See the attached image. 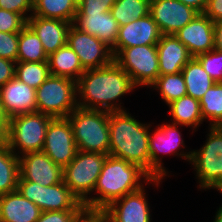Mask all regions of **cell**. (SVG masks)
Segmentation results:
<instances>
[{"label": "cell", "mask_w": 222, "mask_h": 222, "mask_svg": "<svg viewBox=\"0 0 222 222\" xmlns=\"http://www.w3.org/2000/svg\"><path fill=\"white\" fill-rule=\"evenodd\" d=\"M214 222H222V206L217 210Z\"/></svg>", "instance_id": "bcb514c9"}, {"label": "cell", "mask_w": 222, "mask_h": 222, "mask_svg": "<svg viewBox=\"0 0 222 222\" xmlns=\"http://www.w3.org/2000/svg\"><path fill=\"white\" fill-rule=\"evenodd\" d=\"M50 74L78 81L85 72L75 51L65 45L48 56Z\"/></svg>", "instance_id": "cb8c5ba5"}, {"label": "cell", "mask_w": 222, "mask_h": 222, "mask_svg": "<svg viewBox=\"0 0 222 222\" xmlns=\"http://www.w3.org/2000/svg\"><path fill=\"white\" fill-rule=\"evenodd\" d=\"M17 62H48L42 42L28 25L19 32Z\"/></svg>", "instance_id": "f1b7e54d"}, {"label": "cell", "mask_w": 222, "mask_h": 222, "mask_svg": "<svg viewBox=\"0 0 222 222\" xmlns=\"http://www.w3.org/2000/svg\"><path fill=\"white\" fill-rule=\"evenodd\" d=\"M174 35L187 47L192 57L214 49V22L203 13L198 14Z\"/></svg>", "instance_id": "ac0fdd59"}, {"label": "cell", "mask_w": 222, "mask_h": 222, "mask_svg": "<svg viewBox=\"0 0 222 222\" xmlns=\"http://www.w3.org/2000/svg\"><path fill=\"white\" fill-rule=\"evenodd\" d=\"M150 0H116L110 13L119 26L129 24L131 21L149 14Z\"/></svg>", "instance_id": "f546056e"}, {"label": "cell", "mask_w": 222, "mask_h": 222, "mask_svg": "<svg viewBox=\"0 0 222 222\" xmlns=\"http://www.w3.org/2000/svg\"><path fill=\"white\" fill-rule=\"evenodd\" d=\"M160 184L161 178H152L139 165L123 159L107 155L101 173L94 187L98 197H88V211L102 212L112 202L122 198L126 194L140 190L142 179Z\"/></svg>", "instance_id": "7a4b0ae2"}, {"label": "cell", "mask_w": 222, "mask_h": 222, "mask_svg": "<svg viewBox=\"0 0 222 222\" xmlns=\"http://www.w3.org/2000/svg\"><path fill=\"white\" fill-rule=\"evenodd\" d=\"M149 13L162 35H174L199 14L179 0H150Z\"/></svg>", "instance_id": "9a60e30c"}, {"label": "cell", "mask_w": 222, "mask_h": 222, "mask_svg": "<svg viewBox=\"0 0 222 222\" xmlns=\"http://www.w3.org/2000/svg\"><path fill=\"white\" fill-rule=\"evenodd\" d=\"M77 9L74 0H34L33 12L29 15L73 23Z\"/></svg>", "instance_id": "4316f807"}, {"label": "cell", "mask_w": 222, "mask_h": 222, "mask_svg": "<svg viewBox=\"0 0 222 222\" xmlns=\"http://www.w3.org/2000/svg\"><path fill=\"white\" fill-rule=\"evenodd\" d=\"M149 127L125 109L109 112V155L137 164L150 175Z\"/></svg>", "instance_id": "3957f363"}, {"label": "cell", "mask_w": 222, "mask_h": 222, "mask_svg": "<svg viewBox=\"0 0 222 222\" xmlns=\"http://www.w3.org/2000/svg\"><path fill=\"white\" fill-rule=\"evenodd\" d=\"M40 208L26 199L18 189L0 195V222H36Z\"/></svg>", "instance_id": "603a6c76"}, {"label": "cell", "mask_w": 222, "mask_h": 222, "mask_svg": "<svg viewBox=\"0 0 222 222\" xmlns=\"http://www.w3.org/2000/svg\"><path fill=\"white\" fill-rule=\"evenodd\" d=\"M180 133L177 129V124L164 123L157 127L153 134H149L150 176L152 178L163 179V176H166L167 173L158 155L160 152L164 154L171 153L173 155L174 153V155H181V157L190 162L192 152L186 154L184 151H177L181 145L185 147Z\"/></svg>", "instance_id": "7c38bea8"}, {"label": "cell", "mask_w": 222, "mask_h": 222, "mask_svg": "<svg viewBox=\"0 0 222 222\" xmlns=\"http://www.w3.org/2000/svg\"><path fill=\"white\" fill-rule=\"evenodd\" d=\"M107 155L77 151L75 158L63 168V182L88 211V195L94 191Z\"/></svg>", "instance_id": "52a82bcc"}, {"label": "cell", "mask_w": 222, "mask_h": 222, "mask_svg": "<svg viewBox=\"0 0 222 222\" xmlns=\"http://www.w3.org/2000/svg\"><path fill=\"white\" fill-rule=\"evenodd\" d=\"M19 32L0 31V57L17 62Z\"/></svg>", "instance_id": "d590c367"}, {"label": "cell", "mask_w": 222, "mask_h": 222, "mask_svg": "<svg viewBox=\"0 0 222 222\" xmlns=\"http://www.w3.org/2000/svg\"><path fill=\"white\" fill-rule=\"evenodd\" d=\"M67 45L75 51L85 70L104 67L114 61L112 48L73 24L67 35Z\"/></svg>", "instance_id": "8fae6325"}, {"label": "cell", "mask_w": 222, "mask_h": 222, "mask_svg": "<svg viewBox=\"0 0 222 222\" xmlns=\"http://www.w3.org/2000/svg\"><path fill=\"white\" fill-rule=\"evenodd\" d=\"M17 189L26 199L36 204L42 212L86 210L84 204L63 181L51 186H42L31 181H18Z\"/></svg>", "instance_id": "30bf717a"}, {"label": "cell", "mask_w": 222, "mask_h": 222, "mask_svg": "<svg viewBox=\"0 0 222 222\" xmlns=\"http://www.w3.org/2000/svg\"><path fill=\"white\" fill-rule=\"evenodd\" d=\"M67 118L78 151L109 155V112L77 107Z\"/></svg>", "instance_id": "277c9868"}, {"label": "cell", "mask_w": 222, "mask_h": 222, "mask_svg": "<svg viewBox=\"0 0 222 222\" xmlns=\"http://www.w3.org/2000/svg\"><path fill=\"white\" fill-rule=\"evenodd\" d=\"M77 4L81 1V0H74Z\"/></svg>", "instance_id": "7dc6e473"}, {"label": "cell", "mask_w": 222, "mask_h": 222, "mask_svg": "<svg viewBox=\"0 0 222 222\" xmlns=\"http://www.w3.org/2000/svg\"><path fill=\"white\" fill-rule=\"evenodd\" d=\"M182 75L185 81L187 95L198 101H200L205 92L215 83L195 57H192L184 66Z\"/></svg>", "instance_id": "484cf974"}, {"label": "cell", "mask_w": 222, "mask_h": 222, "mask_svg": "<svg viewBox=\"0 0 222 222\" xmlns=\"http://www.w3.org/2000/svg\"><path fill=\"white\" fill-rule=\"evenodd\" d=\"M203 14L213 22L222 20V0H208Z\"/></svg>", "instance_id": "60d3db41"}, {"label": "cell", "mask_w": 222, "mask_h": 222, "mask_svg": "<svg viewBox=\"0 0 222 222\" xmlns=\"http://www.w3.org/2000/svg\"><path fill=\"white\" fill-rule=\"evenodd\" d=\"M27 21L18 13L0 8V31L6 33L20 32Z\"/></svg>", "instance_id": "e575fe53"}, {"label": "cell", "mask_w": 222, "mask_h": 222, "mask_svg": "<svg viewBox=\"0 0 222 222\" xmlns=\"http://www.w3.org/2000/svg\"><path fill=\"white\" fill-rule=\"evenodd\" d=\"M44 151L60 167H66L78 151L68 118H53L46 131Z\"/></svg>", "instance_id": "4fadbf2b"}, {"label": "cell", "mask_w": 222, "mask_h": 222, "mask_svg": "<svg viewBox=\"0 0 222 222\" xmlns=\"http://www.w3.org/2000/svg\"><path fill=\"white\" fill-rule=\"evenodd\" d=\"M206 141L199 151H191L190 162L199 179V187L214 188L222 193V126H210Z\"/></svg>", "instance_id": "ba28073f"}, {"label": "cell", "mask_w": 222, "mask_h": 222, "mask_svg": "<svg viewBox=\"0 0 222 222\" xmlns=\"http://www.w3.org/2000/svg\"><path fill=\"white\" fill-rule=\"evenodd\" d=\"M161 36L162 33L157 23L149 13L142 18L119 27L116 44L112 48L113 55L115 56L123 48L156 45Z\"/></svg>", "instance_id": "2e32d148"}, {"label": "cell", "mask_w": 222, "mask_h": 222, "mask_svg": "<svg viewBox=\"0 0 222 222\" xmlns=\"http://www.w3.org/2000/svg\"><path fill=\"white\" fill-rule=\"evenodd\" d=\"M27 25L36 33L49 56L57 49L67 45V35L72 23L58 19L30 16Z\"/></svg>", "instance_id": "44dd1931"}, {"label": "cell", "mask_w": 222, "mask_h": 222, "mask_svg": "<svg viewBox=\"0 0 222 222\" xmlns=\"http://www.w3.org/2000/svg\"><path fill=\"white\" fill-rule=\"evenodd\" d=\"M0 8L18 13L27 21L30 17L27 12H33L34 0H0Z\"/></svg>", "instance_id": "f35d334b"}, {"label": "cell", "mask_w": 222, "mask_h": 222, "mask_svg": "<svg viewBox=\"0 0 222 222\" xmlns=\"http://www.w3.org/2000/svg\"><path fill=\"white\" fill-rule=\"evenodd\" d=\"M76 83L78 107L107 112L123 111L117 101L136 87L129 74L114 61L104 67L85 70Z\"/></svg>", "instance_id": "6da1fadb"}, {"label": "cell", "mask_w": 222, "mask_h": 222, "mask_svg": "<svg viewBox=\"0 0 222 222\" xmlns=\"http://www.w3.org/2000/svg\"><path fill=\"white\" fill-rule=\"evenodd\" d=\"M49 76L48 62H16L15 77L34 89Z\"/></svg>", "instance_id": "d6a6232c"}, {"label": "cell", "mask_w": 222, "mask_h": 222, "mask_svg": "<svg viewBox=\"0 0 222 222\" xmlns=\"http://www.w3.org/2000/svg\"><path fill=\"white\" fill-rule=\"evenodd\" d=\"M19 156L0 141V195L17 190L19 180Z\"/></svg>", "instance_id": "d4e9b609"}, {"label": "cell", "mask_w": 222, "mask_h": 222, "mask_svg": "<svg viewBox=\"0 0 222 222\" xmlns=\"http://www.w3.org/2000/svg\"><path fill=\"white\" fill-rule=\"evenodd\" d=\"M184 5H187L194 10H196L199 14H202L206 8L208 0H179Z\"/></svg>", "instance_id": "ee69618b"}, {"label": "cell", "mask_w": 222, "mask_h": 222, "mask_svg": "<svg viewBox=\"0 0 222 222\" xmlns=\"http://www.w3.org/2000/svg\"><path fill=\"white\" fill-rule=\"evenodd\" d=\"M152 86L160 91V96L167 105L180 99L182 96L187 95L182 72L177 74L159 75L151 87Z\"/></svg>", "instance_id": "1f68e13d"}, {"label": "cell", "mask_w": 222, "mask_h": 222, "mask_svg": "<svg viewBox=\"0 0 222 222\" xmlns=\"http://www.w3.org/2000/svg\"><path fill=\"white\" fill-rule=\"evenodd\" d=\"M116 0H81L76 13L109 12Z\"/></svg>", "instance_id": "74e56055"}, {"label": "cell", "mask_w": 222, "mask_h": 222, "mask_svg": "<svg viewBox=\"0 0 222 222\" xmlns=\"http://www.w3.org/2000/svg\"><path fill=\"white\" fill-rule=\"evenodd\" d=\"M144 187L112 202L102 213L108 222H151Z\"/></svg>", "instance_id": "e0dca14e"}, {"label": "cell", "mask_w": 222, "mask_h": 222, "mask_svg": "<svg viewBox=\"0 0 222 222\" xmlns=\"http://www.w3.org/2000/svg\"><path fill=\"white\" fill-rule=\"evenodd\" d=\"M77 83L51 75L36 89L37 112L67 118L77 107Z\"/></svg>", "instance_id": "8992f818"}, {"label": "cell", "mask_w": 222, "mask_h": 222, "mask_svg": "<svg viewBox=\"0 0 222 222\" xmlns=\"http://www.w3.org/2000/svg\"><path fill=\"white\" fill-rule=\"evenodd\" d=\"M52 119L37 111L12 116L8 119L3 141L17 156L16 149H20L21 155L42 151L47 127Z\"/></svg>", "instance_id": "5b68a950"}, {"label": "cell", "mask_w": 222, "mask_h": 222, "mask_svg": "<svg viewBox=\"0 0 222 222\" xmlns=\"http://www.w3.org/2000/svg\"><path fill=\"white\" fill-rule=\"evenodd\" d=\"M86 210H63L41 212L36 222H77Z\"/></svg>", "instance_id": "8d00e7d4"}, {"label": "cell", "mask_w": 222, "mask_h": 222, "mask_svg": "<svg viewBox=\"0 0 222 222\" xmlns=\"http://www.w3.org/2000/svg\"><path fill=\"white\" fill-rule=\"evenodd\" d=\"M7 124H8V118L3 113L2 106L0 103V141L4 140L5 138L7 132Z\"/></svg>", "instance_id": "f6af8a7d"}, {"label": "cell", "mask_w": 222, "mask_h": 222, "mask_svg": "<svg viewBox=\"0 0 222 222\" xmlns=\"http://www.w3.org/2000/svg\"><path fill=\"white\" fill-rule=\"evenodd\" d=\"M195 58L215 82H222V52L213 49Z\"/></svg>", "instance_id": "836d02e7"}, {"label": "cell", "mask_w": 222, "mask_h": 222, "mask_svg": "<svg viewBox=\"0 0 222 222\" xmlns=\"http://www.w3.org/2000/svg\"><path fill=\"white\" fill-rule=\"evenodd\" d=\"M114 62L129 74L135 86H151L159 73L156 45L123 48L114 56Z\"/></svg>", "instance_id": "9c48e42d"}, {"label": "cell", "mask_w": 222, "mask_h": 222, "mask_svg": "<svg viewBox=\"0 0 222 222\" xmlns=\"http://www.w3.org/2000/svg\"><path fill=\"white\" fill-rule=\"evenodd\" d=\"M0 103L8 119L19 114L36 112V89L14 77L0 87Z\"/></svg>", "instance_id": "d6986e66"}, {"label": "cell", "mask_w": 222, "mask_h": 222, "mask_svg": "<svg viewBox=\"0 0 222 222\" xmlns=\"http://www.w3.org/2000/svg\"><path fill=\"white\" fill-rule=\"evenodd\" d=\"M214 49L222 52V20L214 22Z\"/></svg>", "instance_id": "7bdbcfd3"}, {"label": "cell", "mask_w": 222, "mask_h": 222, "mask_svg": "<svg viewBox=\"0 0 222 222\" xmlns=\"http://www.w3.org/2000/svg\"><path fill=\"white\" fill-rule=\"evenodd\" d=\"M199 103L203 120L210 119L211 126H222V82H215Z\"/></svg>", "instance_id": "4dcf8cb0"}, {"label": "cell", "mask_w": 222, "mask_h": 222, "mask_svg": "<svg viewBox=\"0 0 222 222\" xmlns=\"http://www.w3.org/2000/svg\"><path fill=\"white\" fill-rule=\"evenodd\" d=\"M72 24L77 29L96 36L110 48H113L116 44L120 26L110 11L104 13H76Z\"/></svg>", "instance_id": "ffe728a7"}, {"label": "cell", "mask_w": 222, "mask_h": 222, "mask_svg": "<svg viewBox=\"0 0 222 222\" xmlns=\"http://www.w3.org/2000/svg\"><path fill=\"white\" fill-rule=\"evenodd\" d=\"M19 180L51 186L63 181V168L55 164L44 151L19 155Z\"/></svg>", "instance_id": "5bb4252c"}, {"label": "cell", "mask_w": 222, "mask_h": 222, "mask_svg": "<svg viewBox=\"0 0 222 222\" xmlns=\"http://www.w3.org/2000/svg\"><path fill=\"white\" fill-rule=\"evenodd\" d=\"M77 222H108L106 216L102 212L86 211Z\"/></svg>", "instance_id": "b9f144b4"}, {"label": "cell", "mask_w": 222, "mask_h": 222, "mask_svg": "<svg viewBox=\"0 0 222 222\" xmlns=\"http://www.w3.org/2000/svg\"><path fill=\"white\" fill-rule=\"evenodd\" d=\"M156 47L160 75L182 72L192 59L187 47L175 35H162Z\"/></svg>", "instance_id": "7402d4cb"}, {"label": "cell", "mask_w": 222, "mask_h": 222, "mask_svg": "<svg viewBox=\"0 0 222 222\" xmlns=\"http://www.w3.org/2000/svg\"><path fill=\"white\" fill-rule=\"evenodd\" d=\"M16 62L0 57V87L15 77Z\"/></svg>", "instance_id": "ab89813d"}, {"label": "cell", "mask_w": 222, "mask_h": 222, "mask_svg": "<svg viewBox=\"0 0 222 222\" xmlns=\"http://www.w3.org/2000/svg\"><path fill=\"white\" fill-rule=\"evenodd\" d=\"M170 114L173 117V124L192 126L194 129L202 124L200 103L195 98L185 95L170 104Z\"/></svg>", "instance_id": "83f0119b"}]
</instances>
